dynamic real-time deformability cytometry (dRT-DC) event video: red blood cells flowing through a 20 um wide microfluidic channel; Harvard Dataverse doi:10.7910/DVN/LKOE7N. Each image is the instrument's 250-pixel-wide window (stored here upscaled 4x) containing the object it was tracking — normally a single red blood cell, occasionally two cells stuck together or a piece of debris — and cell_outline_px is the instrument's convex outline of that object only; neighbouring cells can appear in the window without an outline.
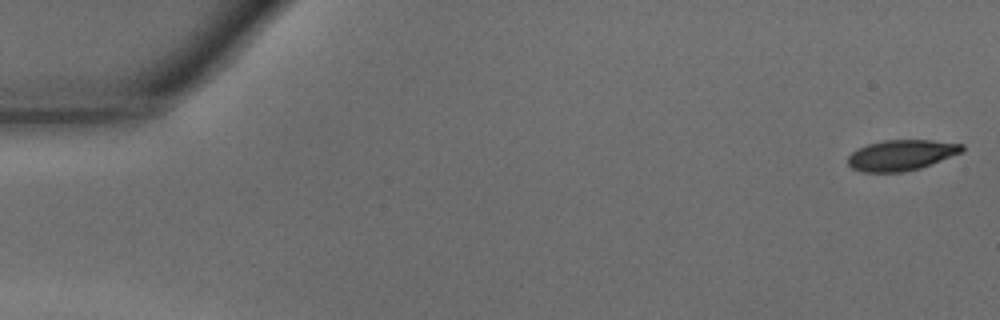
{"species": "common noctule bat (a hibernating species)", "species_latin": "Nyctalus noctula", "temperature_condition": "warm", "stored_images_in_passage": 42, "camera_frame_rate_fps": 3000, "um_per_image_px": 0.085, "animal": {"sex": "male", "body_mass_g": 15.6}, "frame": {"image": 1, "passage_image": 1, "time_ms": 0.0, "image_size_px": [1000, 320], "cell_outline_px": [[964, 148], [960, 152], [920, 168], [900, 172], [864, 172], [852, 168], [848, 164], [848, 156], [852, 152], [868, 144], [884, 140], [932, 140], [964, 144]], "centroid_in_image_um": [76.58, 13.18], "position_along_channel_um": 8.4, "area_um2": 20.06}}
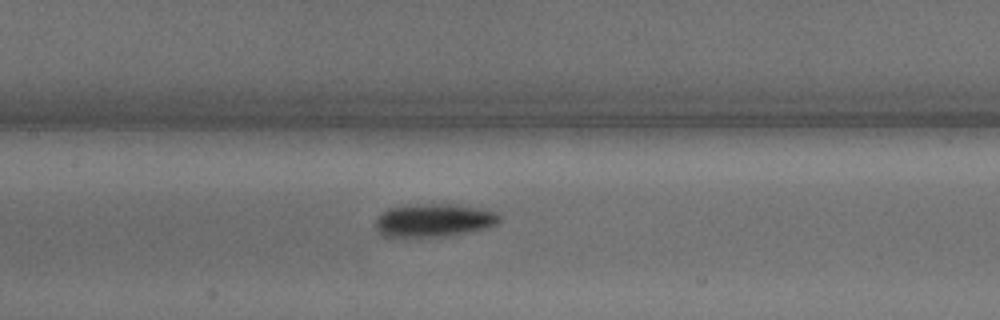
{"frame": {"image": 2, "passage_image": 22, "time_ms": 7.0, "image_size_px": [1000, 320], "cell_outline_px": [[500, 220], [496, 224], [488, 228], [472, 232], [444, 236], [384, 236], [376, 228], [376, 220], [388, 208], [416, 204], [448, 204], [484, 208], [496, 212], [500, 216]], "centroid_in_image_um": [36.95, 18.72], "position_along_channel_um": 170.4, "area_um2": 23.76}}
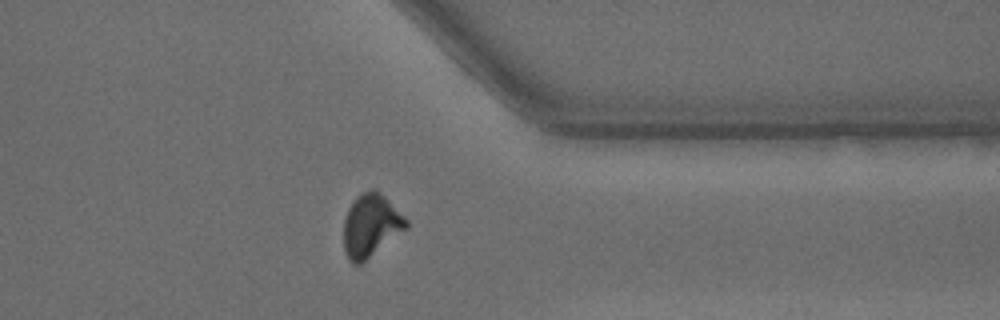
{"frame": {"image": 3, "passage_image": 37, "time_ms": 12.0, "image_size_px": [1000, 320], "cell_outline_px": [[408, 228], [360, 264], [352, 264], [348, 260], [344, 248], [344, 220], [348, 208], [356, 196], [372, 188], [376, 188], [408, 220]], "centroid_in_image_um": [31.52, 19.16], "position_along_channel_um": 379.9, "area_um2": 22.83}}